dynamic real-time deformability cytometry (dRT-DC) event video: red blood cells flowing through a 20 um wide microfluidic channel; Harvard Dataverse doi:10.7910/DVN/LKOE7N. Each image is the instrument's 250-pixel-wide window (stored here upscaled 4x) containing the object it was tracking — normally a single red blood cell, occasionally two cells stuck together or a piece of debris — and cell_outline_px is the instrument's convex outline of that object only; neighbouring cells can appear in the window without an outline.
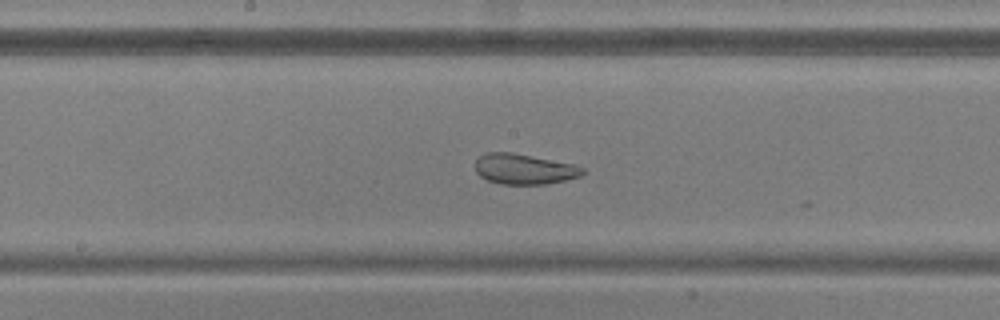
{"species": "common noctule bat (a hibernating species)", "species_latin": "Nyctalus noctula", "temperature_condition": "warm", "stored_images_in_passage": 27, "camera_frame_rate_fps": 3000, "um_per_image_px": 0.085, "animal": {"sex": "male", "body_mass_g": 20.5, "forearm_length_mm": 52.5}, "frame": {"image": 1, "passage_image": 26, "time_ms": 8.333, "image_size_px": [1000, 320], "cell_outline_px": [[584, 172], [580, 176], [548, 184], [500, 184], [488, 180], [480, 176], [476, 172], [476, 160], [484, 152], [512, 152], [576, 164], [584, 168]], "centroid_in_image_um": [44.56, 14.36], "position_along_channel_um": 203.6, "area_um2": 19.13}}